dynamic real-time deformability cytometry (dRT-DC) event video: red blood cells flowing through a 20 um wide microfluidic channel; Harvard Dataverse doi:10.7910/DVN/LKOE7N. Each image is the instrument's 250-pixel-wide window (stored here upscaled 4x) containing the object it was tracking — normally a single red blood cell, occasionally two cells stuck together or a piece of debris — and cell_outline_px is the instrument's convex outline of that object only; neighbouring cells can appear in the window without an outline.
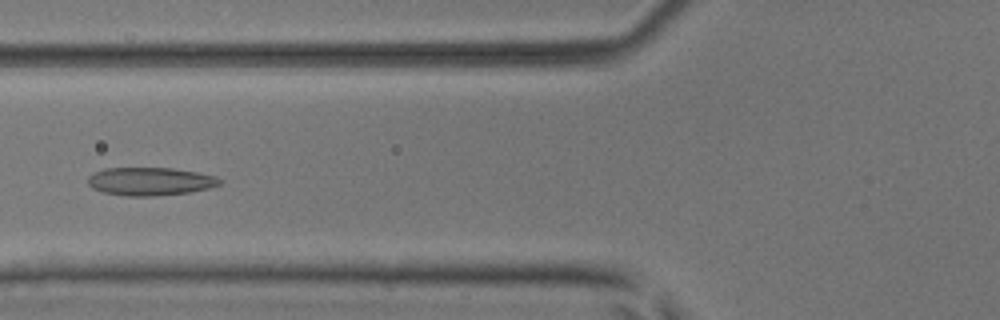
{"species": "common noctule bat (a hibernating species)", "species_latin": "Nyctalus noctula", "temperature_condition": "room temperature", "stored_images_in_passage": 5, "camera_frame_rate_fps": 3000, "um_per_image_px": 0.085, "animal": {"sex": "male", "body_mass_g": 17.9, "forearm_length_mm": 54.2}, "frame": {"image": 1, "passage_image": 5, "time_ms": 1.333, "image_size_px": [1000, 320], "cell_outline_px": [[224, 180], [220, 184], [208, 188], [188, 192], [156, 196], [128, 196], [104, 192], [92, 188], [88, 184], [88, 176], [104, 168], [172, 168], [196, 172], [216, 176]], "centroid_in_image_um": [12.77, 15.41], "position_along_channel_um": 113.0, "area_um2": 21.5}}